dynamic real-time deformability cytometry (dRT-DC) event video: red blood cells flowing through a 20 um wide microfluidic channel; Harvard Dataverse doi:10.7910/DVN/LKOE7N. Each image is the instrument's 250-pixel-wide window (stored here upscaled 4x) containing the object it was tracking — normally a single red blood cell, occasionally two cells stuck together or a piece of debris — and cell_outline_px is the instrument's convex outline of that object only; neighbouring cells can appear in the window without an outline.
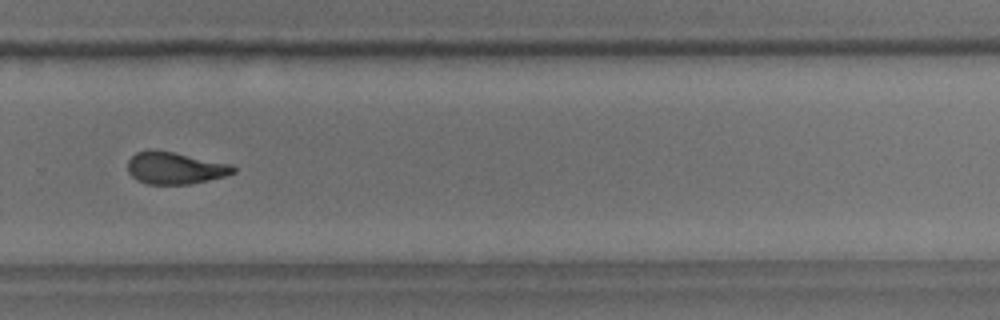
{"species": "common noctule bat (a hibernating species)", "species_latin": "Nyctalus noctula", "temperature_condition": "room temperature", "stored_images_in_passage": 40, "camera_frame_rate_fps": 3000, "um_per_image_px": 0.085, "animal": {"sex": "male", "body_mass_g": 18.8}, "frame": {"image": 1, "passage_image": 23, "time_ms": 7.333, "image_size_px": [1000, 320], "cell_outline_px": [[236, 172], [224, 176], [208, 180], [188, 184], [148, 184], [136, 180], [128, 172], [128, 160], [136, 152], [148, 148], [152, 148], [232, 164], [236, 168]], "centroid_in_image_um": [14.85, 14.27], "position_along_channel_um": 315.0, "area_um2": 19.83}, "authors_computed_cell_mechanics": {"area_um2": 20.4901, "velocity_mm_per_s": 3.6701, "shape_relaxation_time_tau1_ms": 4.9391, "shape_relaxation_time_tau2_ms": 2.7451, "deformation_change_tau1": 0.1835, "deformation_change_tau2": 0.1165}}